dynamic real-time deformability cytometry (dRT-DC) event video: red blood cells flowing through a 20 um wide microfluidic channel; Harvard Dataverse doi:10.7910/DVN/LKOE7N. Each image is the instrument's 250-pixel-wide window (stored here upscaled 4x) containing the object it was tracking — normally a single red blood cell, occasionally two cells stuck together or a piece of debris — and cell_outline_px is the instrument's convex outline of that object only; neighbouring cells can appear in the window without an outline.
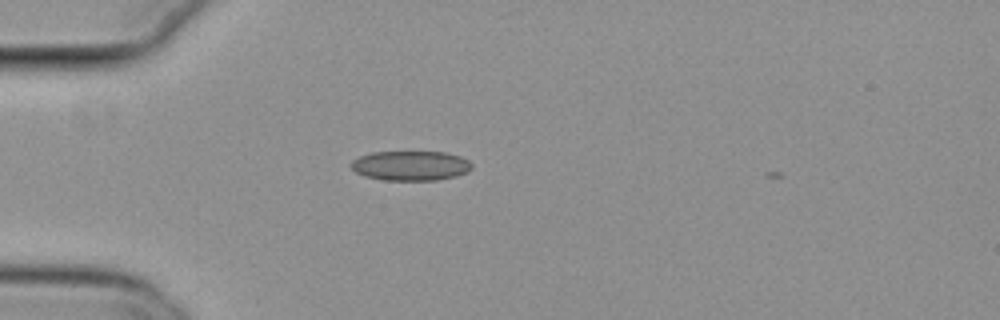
{"species": "common noctule bat (a hibernating species)", "species_latin": "Nyctalus noctula", "temperature_condition": "cold", "stored_images_in_passage": 33, "camera_frame_rate_fps": 3000, "um_per_image_px": 0.085, "animal": {"sex": "female", "body_mass_g": 29.2, "forearm_length_mm": 56.3}, "frame": {"image": 1, "passage_image": 1, "time_ms": 0.0, "image_size_px": [1000, 320], "cell_outline_px": [[472, 168], [468, 172], [456, 176], [436, 180], [384, 180], [364, 176], [356, 172], [348, 164], [352, 160], [360, 156], [372, 152], [444, 152], [460, 156], [468, 160], [472, 164]], "centroid_in_image_um": [34.89, 14.08], "position_along_channel_um": 50.1, "area_um2": 20.98}}
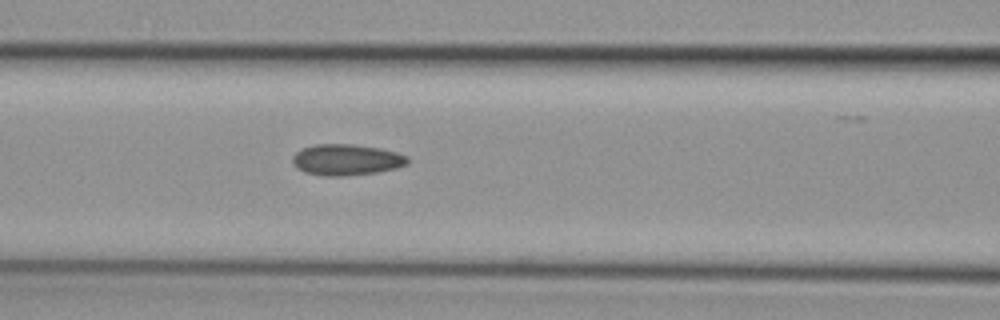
{"frame": {"image": 2, "passage_image": 9, "time_ms": 2.667, "image_size_px": [1000, 320], "cell_outline_px": [[408, 164], [396, 168], [376, 172], [348, 176], [324, 176], [304, 172], [296, 168], [292, 160], [292, 156], [296, 152], [304, 148], [316, 144], [352, 144], [380, 148], [396, 152], [408, 156]], "centroid_in_image_um": [29.44, 13.58], "position_along_channel_um": 137.2, "area_um2": 20.92}}
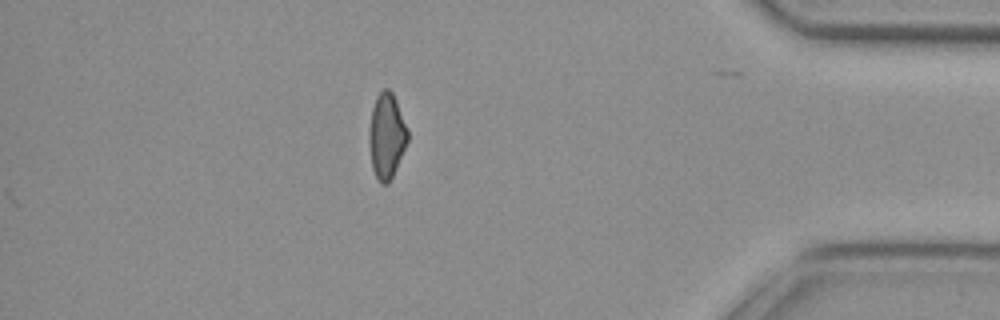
{"frame": {"image": 3, "passage_image": 33, "time_ms": 10.667, "image_size_px": [1000, 320], "cell_outline_px": [[408, 140], [396, 168], [388, 184], [380, 184], [372, 168], [368, 140], [368, 136], [372, 108], [376, 96], [384, 88], [388, 88], [392, 92], [396, 100], [408, 132]], "centroid_in_image_um": [32.84, 11.55], "position_along_channel_um": 402.4, "area_um2": 19.02}, "authors_computed_cell_mechanics": {"area_um2": 19.9988, "velocity_mm_per_s": 3.813, "shape_relaxation_time_tau1_ms": null, "shape_relaxation_time_tau2_ms": 3.5091, "deformation_change_tau1": null, "deformation_change_tau2": 0.0958}}